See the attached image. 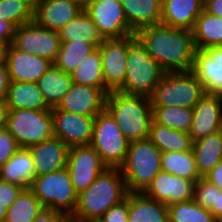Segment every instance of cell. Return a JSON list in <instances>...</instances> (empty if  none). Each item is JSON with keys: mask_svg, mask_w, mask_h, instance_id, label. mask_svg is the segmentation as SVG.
Here are the masks:
<instances>
[{"mask_svg": "<svg viewBox=\"0 0 222 222\" xmlns=\"http://www.w3.org/2000/svg\"><path fill=\"white\" fill-rule=\"evenodd\" d=\"M202 10L201 0H162L161 24L192 31Z\"/></svg>", "mask_w": 222, "mask_h": 222, "instance_id": "7402d4cb", "label": "cell"}, {"mask_svg": "<svg viewBox=\"0 0 222 222\" xmlns=\"http://www.w3.org/2000/svg\"><path fill=\"white\" fill-rule=\"evenodd\" d=\"M204 95V87L192 71L166 72L150 100L152 107L194 108Z\"/></svg>", "mask_w": 222, "mask_h": 222, "instance_id": "8992f818", "label": "cell"}, {"mask_svg": "<svg viewBox=\"0 0 222 222\" xmlns=\"http://www.w3.org/2000/svg\"><path fill=\"white\" fill-rule=\"evenodd\" d=\"M36 177L33 157L28 148H19L0 167V180L30 188Z\"/></svg>", "mask_w": 222, "mask_h": 222, "instance_id": "603a6c76", "label": "cell"}, {"mask_svg": "<svg viewBox=\"0 0 222 222\" xmlns=\"http://www.w3.org/2000/svg\"><path fill=\"white\" fill-rule=\"evenodd\" d=\"M106 96L107 94L97 87L73 83L56 108L65 112L96 117L105 110Z\"/></svg>", "mask_w": 222, "mask_h": 222, "instance_id": "ac0fdd59", "label": "cell"}, {"mask_svg": "<svg viewBox=\"0 0 222 222\" xmlns=\"http://www.w3.org/2000/svg\"><path fill=\"white\" fill-rule=\"evenodd\" d=\"M15 29L16 27L12 23L0 19V38L8 41L10 44L14 40Z\"/></svg>", "mask_w": 222, "mask_h": 222, "instance_id": "bcb514c9", "label": "cell"}, {"mask_svg": "<svg viewBox=\"0 0 222 222\" xmlns=\"http://www.w3.org/2000/svg\"><path fill=\"white\" fill-rule=\"evenodd\" d=\"M33 222H70V218L61 212L43 208Z\"/></svg>", "mask_w": 222, "mask_h": 222, "instance_id": "7bdbcfd3", "label": "cell"}, {"mask_svg": "<svg viewBox=\"0 0 222 222\" xmlns=\"http://www.w3.org/2000/svg\"><path fill=\"white\" fill-rule=\"evenodd\" d=\"M129 27L139 29L161 23L162 0H121Z\"/></svg>", "mask_w": 222, "mask_h": 222, "instance_id": "cb8c5ba5", "label": "cell"}, {"mask_svg": "<svg viewBox=\"0 0 222 222\" xmlns=\"http://www.w3.org/2000/svg\"><path fill=\"white\" fill-rule=\"evenodd\" d=\"M216 186L206 179L200 178L195 182L193 200L203 208L210 210L215 203Z\"/></svg>", "mask_w": 222, "mask_h": 222, "instance_id": "f35d334b", "label": "cell"}, {"mask_svg": "<svg viewBox=\"0 0 222 222\" xmlns=\"http://www.w3.org/2000/svg\"><path fill=\"white\" fill-rule=\"evenodd\" d=\"M162 152L149 140L129 143L120 171L128 193H143L153 178L162 171Z\"/></svg>", "mask_w": 222, "mask_h": 222, "instance_id": "277c9868", "label": "cell"}, {"mask_svg": "<svg viewBox=\"0 0 222 222\" xmlns=\"http://www.w3.org/2000/svg\"><path fill=\"white\" fill-rule=\"evenodd\" d=\"M36 176L49 174L67 166L69 147L57 137L28 147Z\"/></svg>", "mask_w": 222, "mask_h": 222, "instance_id": "44dd1931", "label": "cell"}, {"mask_svg": "<svg viewBox=\"0 0 222 222\" xmlns=\"http://www.w3.org/2000/svg\"><path fill=\"white\" fill-rule=\"evenodd\" d=\"M5 101L9 110H48L37 83L10 82Z\"/></svg>", "mask_w": 222, "mask_h": 222, "instance_id": "d4e9b609", "label": "cell"}, {"mask_svg": "<svg viewBox=\"0 0 222 222\" xmlns=\"http://www.w3.org/2000/svg\"><path fill=\"white\" fill-rule=\"evenodd\" d=\"M29 3L33 8H35L41 0H25Z\"/></svg>", "mask_w": 222, "mask_h": 222, "instance_id": "11a10c76", "label": "cell"}, {"mask_svg": "<svg viewBox=\"0 0 222 222\" xmlns=\"http://www.w3.org/2000/svg\"><path fill=\"white\" fill-rule=\"evenodd\" d=\"M165 73L136 38L128 47L125 82L118 90L150 98Z\"/></svg>", "mask_w": 222, "mask_h": 222, "instance_id": "5b68a950", "label": "cell"}, {"mask_svg": "<svg viewBox=\"0 0 222 222\" xmlns=\"http://www.w3.org/2000/svg\"><path fill=\"white\" fill-rule=\"evenodd\" d=\"M73 83L102 89L106 94L110 90L105 86L102 76V59L99 48L92 51L79 66L71 72Z\"/></svg>", "mask_w": 222, "mask_h": 222, "instance_id": "1f68e13d", "label": "cell"}, {"mask_svg": "<svg viewBox=\"0 0 222 222\" xmlns=\"http://www.w3.org/2000/svg\"><path fill=\"white\" fill-rule=\"evenodd\" d=\"M162 171L188 180L200 179L192 150L187 152H164L161 159Z\"/></svg>", "mask_w": 222, "mask_h": 222, "instance_id": "d6a6232c", "label": "cell"}, {"mask_svg": "<svg viewBox=\"0 0 222 222\" xmlns=\"http://www.w3.org/2000/svg\"><path fill=\"white\" fill-rule=\"evenodd\" d=\"M129 143L106 110L95 117L90 145L108 168H120L125 161Z\"/></svg>", "mask_w": 222, "mask_h": 222, "instance_id": "9c48e42d", "label": "cell"}, {"mask_svg": "<svg viewBox=\"0 0 222 222\" xmlns=\"http://www.w3.org/2000/svg\"><path fill=\"white\" fill-rule=\"evenodd\" d=\"M0 19L17 28L34 21V8L25 0H0Z\"/></svg>", "mask_w": 222, "mask_h": 222, "instance_id": "74e56055", "label": "cell"}, {"mask_svg": "<svg viewBox=\"0 0 222 222\" xmlns=\"http://www.w3.org/2000/svg\"><path fill=\"white\" fill-rule=\"evenodd\" d=\"M43 208L33 191L24 188L7 209L4 222H33Z\"/></svg>", "mask_w": 222, "mask_h": 222, "instance_id": "836d02e7", "label": "cell"}, {"mask_svg": "<svg viewBox=\"0 0 222 222\" xmlns=\"http://www.w3.org/2000/svg\"><path fill=\"white\" fill-rule=\"evenodd\" d=\"M205 94L222 95V46L196 50L191 70Z\"/></svg>", "mask_w": 222, "mask_h": 222, "instance_id": "d6986e66", "label": "cell"}, {"mask_svg": "<svg viewBox=\"0 0 222 222\" xmlns=\"http://www.w3.org/2000/svg\"><path fill=\"white\" fill-rule=\"evenodd\" d=\"M103 39L123 38L135 32L129 27L121 0H94L84 9Z\"/></svg>", "mask_w": 222, "mask_h": 222, "instance_id": "7c38bea8", "label": "cell"}, {"mask_svg": "<svg viewBox=\"0 0 222 222\" xmlns=\"http://www.w3.org/2000/svg\"><path fill=\"white\" fill-rule=\"evenodd\" d=\"M203 9L212 15L222 18V0H206L203 3Z\"/></svg>", "mask_w": 222, "mask_h": 222, "instance_id": "7dc6e473", "label": "cell"}, {"mask_svg": "<svg viewBox=\"0 0 222 222\" xmlns=\"http://www.w3.org/2000/svg\"><path fill=\"white\" fill-rule=\"evenodd\" d=\"M167 207L169 222H219L209 210L198 205L193 199Z\"/></svg>", "mask_w": 222, "mask_h": 222, "instance_id": "8d00e7d4", "label": "cell"}, {"mask_svg": "<svg viewBox=\"0 0 222 222\" xmlns=\"http://www.w3.org/2000/svg\"><path fill=\"white\" fill-rule=\"evenodd\" d=\"M129 222H169L168 207L143 193H128Z\"/></svg>", "mask_w": 222, "mask_h": 222, "instance_id": "4316f807", "label": "cell"}, {"mask_svg": "<svg viewBox=\"0 0 222 222\" xmlns=\"http://www.w3.org/2000/svg\"><path fill=\"white\" fill-rule=\"evenodd\" d=\"M47 105L57 107L73 85L71 73L63 72L52 64L36 82Z\"/></svg>", "mask_w": 222, "mask_h": 222, "instance_id": "484cf974", "label": "cell"}, {"mask_svg": "<svg viewBox=\"0 0 222 222\" xmlns=\"http://www.w3.org/2000/svg\"><path fill=\"white\" fill-rule=\"evenodd\" d=\"M222 130V95L205 94L193 108L189 135L197 141Z\"/></svg>", "mask_w": 222, "mask_h": 222, "instance_id": "e0dca14e", "label": "cell"}, {"mask_svg": "<svg viewBox=\"0 0 222 222\" xmlns=\"http://www.w3.org/2000/svg\"><path fill=\"white\" fill-rule=\"evenodd\" d=\"M6 129L20 148H28L55 136L51 109L9 110Z\"/></svg>", "mask_w": 222, "mask_h": 222, "instance_id": "ba28073f", "label": "cell"}, {"mask_svg": "<svg viewBox=\"0 0 222 222\" xmlns=\"http://www.w3.org/2000/svg\"><path fill=\"white\" fill-rule=\"evenodd\" d=\"M66 168L70 173L74 190L79 194L108 167L94 148L87 145L69 148Z\"/></svg>", "mask_w": 222, "mask_h": 222, "instance_id": "4fadbf2b", "label": "cell"}, {"mask_svg": "<svg viewBox=\"0 0 222 222\" xmlns=\"http://www.w3.org/2000/svg\"><path fill=\"white\" fill-rule=\"evenodd\" d=\"M44 208L67 215H73L78 194L71 183L70 173L65 167L61 170L36 176L30 187Z\"/></svg>", "mask_w": 222, "mask_h": 222, "instance_id": "52a82bcc", "label": "cell"}, {"mask_svg": "<svg viewBox=\"0 0 222 222\" xmlns=\"http://www.w3.org/2000/svg\"><path fill=\"white\" fill-rule=\"evenodd\" d=\"M209 211L219 222H222V190L218 187H216L215 203Z\"/></svg>", "mask_w": 222, "mask_h": 222, "instance_id": "c3c4849f", "label": "cell"}, {"mask_svg": "<svg viewBox=\"0 0 222 222\" xmlns=\"http://www.w3.org/2000/svg\"><path fill=\"white\" fill-rule=\"evenodd\" d=\"M192 152L199 175L203 178L222 159V130L193 141Z\"/></svg>", "mask_w": 222, "mask_h": 222, "instance_id": "83f0119b", "label": "cell"}, {"mask_svg": "<svg viewBox=\"0 0 222 222\" xmlns=\"http://www.w3.org/2000/svg\"><path fill=\"white\" fill-rule=\"evenodd\" d=\"M105 110L129 142L148 139L153 121L150 98L112 90L106 96Z\"/></svg>", "mask_w": 222, "mask_h": 222, "instance_id": "7a4b0ae2", "label": "cell"}, {"mask_svg": "<svg viewBox=\"0 0 222 222\" xmlns=\"http://www.w3.org/2000/svg\"><path fill=\"white\" fill-rule=\"evenodd\" d=\"M127 193L120 168H107L78 194L77 206L70 220L102 217L108 209L124 200Z\"/></svg>", "mask_w": 222, "mask_h": 222, "instance_id": "3957f363", "label": "cell"}, {"mask_svg": "<svg viewBox=\"0 0 222 222\" xmlns=\"http://www.w3.org/2000/svg\"><path fill=\"white\" fill-rule=\"evenodd\" d=\"M61 42L83 41L93 44L96 48L103 42L97 26L89 14L83 9L74 19L69 21L59 31Z\"/></svg>", "mask_w": 222, "mask_h": 222, "instance_id": "4dcf8cb0", "label": "cell"}, {"mask_svg": "<svg viewBox=\"0 0 222 222\" xmlns=\"http://www.w3.org/2000/svg\"><path fill=\"white\" fill-rule=\"evenodd\" d=\"M10 43L2 38H0V63L6 62L7 51Z\"/></svg>", "mask_w": 222, "mask_h": 222, "instance_id": "f907efd6", "label": "cell"}, {"mask_svg": "<svg viewBox=\"0 0 222 222\" xmlns=\"http://www.w3.org/2000/svg\"><path fill=\"white\" fill-rule=\"evenodd\" d=\"M136 38L133 34L123 38L103 39L98 46L102 59V76L110 91L118 90L125 82L128 47Z\"/></svg>", "mask_w": 222, "mask_h": 222, "instance_id": "8fae6325", "label": "cell"}, {"mask_svg": "<svg viewBox=\"0 0 222 222\" xmlns=\"http://www.w3.org/2000/svg\"><path fill=\"white\" fill-rule=\"evenodd\" d=\"M55 137L61 139L69 148L90 145L93 136L95 117L51 109Z\"/></svg>", "mask_w": 222, "mask_h": 222, "instance_id": "5bb4252c", "label": "cell"}, {"mask_svg": "<svg viewBox=\"0 0 222 222\" xmlns=\"http://www.w3.org/2000/svg\"><path fill=\"white\" fill-rule=\"evenodd\" d=\"M9 108L5 99H0V129L6 128Z\"/></svg>", "mask_w": 222, "mask_h": 222, "instance_id": "681fc988", "label": "cell"}, {"mask_svg": "<svg viewBox=\"0 0 222 222\" xmlns=\"http://www.w3.org/2000/svg\"><path fill=\"white\" fill-rule=\"evenodd\" d=\"M96 47L83 41L61 42L57 58L53 63L63 72L71 73Z\"/></svg>", "mask_w": 222, "mask_h": 222, "instance_id": "e575fe53", "label": "cell"}, {"mask_svg": "<svg viewBox=\"0 0 222 222\" xmlns=\"http://www.w3.org/2000/svg\"><path fill=\"white\" fill-rule=\"evenodd\" d=\"M6 212H7V209L3 205H0V222L5 221Z\"/></svg>", "mask_w": 222, "mask_h": 222, "instance_id": "db71d44e", "label": "cell"}, {"mask_svg": "<svg viewBox=\"0 0 222 222\" xmlns=\"http://www.w3.org/2000/svg\"><path fill=\"white\" fill-rule=\"evenodd\" d=\"M20 148L16 139L9 131L0 129V167L8 161L13 154Z\"/></svg>", "mask_w": 222, "mask_h": 222, "instance_id": "ab89813d", "label": "cell"}, {"mask_svg": "<svg viewBox=\"0 0 222 222\" xmlns=\"http://www.w3.org/2000/svg\"><path fill=\"white\" fill-rule=\"evenodd\" d=\"M135 35L165 72L192 70L196 51L192 31L160 23L143 27Z\"/></svg>", "mask_w": 222, "mask_h": 222, "instance_id": "6da1fadb", "label": "cell"}, {"mask_svg": "<svg viewBox=\"0 0 222 222\" xmlns=\"http://www.w3.org/2000/svg\"><path fill=\"white\" fill-rule=\"evenodd\" d=\"M79 4L83 9H85L94 0H70Z\"/></svg>", "mask_w": 222, "mask_h": 222, "instance_id": "f5cc1de1", "label": "cell"}, {"mask_svg": "<svg viewBox=\"0 0 222 222\" xmlns=\"http://www.w3.org/2000/svg\"><path fill=\"white\" fill-rule=\"evenodd\" d=\"M148 139L162 152H187L192 150L193 141L189 133L177 131L151 122Z\"/></svg>", "mask_w": 222, "mask_h": 222, "instance_id": "f546056e", "label": "cell"}, {"mask_svg": "<svg viewBox=\"0 0 222 222\" xmlns=\"http://www.w3.org/2000/svg\"><path fill=\"white\" fill-rule=\"evenodd\" d=\"M6 66L11 82L36 83L53 64L46 58L17 49L12 43L8 47Z\"/></svg>", "mask_w": 222, "mask_h": 222, "instance_id": "2e32d148", "label": "cell"}, {"mask_svg": "<svg viewBox=\"0 0 222 222\" xmlns=\"http://www.w3.org/2000/svg\"><path fill=\"white\" fill-rule=\"evenodd\" d=\"M192 34L196 50L222 46V18L203 9L196 19Z\"/></svg>", "mask_w": 222, "mask_h": 222, "instance_id": "f1b7e54d", "label": "cell"}, {"mask_svg": "<svg viewBox=\"0 0 222 222\" xmlns=\"http://www.w3.org/2000/svg\"><path fill=\"white\" fill-rule=\"evenodd\" d=\"M12 44L21 51L46 58L54 63L61 40L57 31L46 29L32 21L15 29Z\"/></svg>", "mask_w": 222, "mask_h": 222, "instance_id": "30bf717a", "label": "cell"}, {"mask_svg": "<svg viewBox=\"0 0 222 222\" xmlns=\"http://www.w3.org/2000/svg\"><path fill=\"white\" fill-rule=\"evenodd\" d=\"M195 181L160 171L143 194L166 206L190 201L194 198Z\"/></svg>", "mask_w": 222, "mask_h": 222, "instance_id": "9a60e30c", "label": "cell"}, {"mask_svg": "<svg viewBox=\"0 0 222 222\" xmlns=\"http://www.w3.org/2000/svg\"><path fill=\"white\" fill-rule=\"evenodd\" d=\"M10 82L6 63H0V99H5Z\"/></svg>", "mask_w": 222, "mask_h": 222, "instance_id": "f6af8a7d", "label": "cell"}, {"mask_svg": "<svg viewBox=\"0 0 222 222\" xmlns=\"http://www.w3.org/2000/svg\"><path fill=\"white\" fill-rule=\"evenodd\" d=\"M203 178L222 190V159Z\"/></svg>", "mask_w": 222, "mask_h": 222, "instance_id": "ee69618b", "label": "cell"}, {"mask_svg": "<svg viewBox=\"0 0 222 222\" xmlns=\"http://www.w3.org/2000/svg\"><path fill=\"white\" fill-rule=\"evenodd\" d=\"M70 222H105L102 217L89 218L86 220H70Z\"/></svg>", "mask_w": 222, "mask_h": 222, "instance_id": "816d5d0a", "label": "cell"}, {"mask_svg": "<svg viewBox=\"0 0 222 222\" xmlns=\"http://www.w3.org/2000/svg\"><path fill=\"white\" fill-rule=\"evenodd\" d=\"M153 120L171 129L189 133L193 121V108L152 107Z\"/></svg>", "mask_w": 222, "mask_h": 222, "instance_id": "d590c367", "label": "cell"}, {"mask_svg": "<svg viewBox=\"0 0 222 222\" xmlns=\"http://www.w3.org/2000/svg\"><path fill=\"white\" fill-rule=\"evenodd\" d=\"M23 189L22 186L0 180V205L8 209Z\"/></svg>", "mask_w": 222, "mask_h": 222, "instance_id": "b9f144b4", "label": "cell"}, {"mask_svg": "<svg viewBox=\"0 0 222 222\" xmlns=\"http://www.w3.org/2000/svg\"><path fill=\"white\" fill-rule=\"evenodd\" d=\"M102 219L105 222H129L128 193L124 200L108 209Z\"/></svg>", "mask_w": 222, "mask_h": 222, "instance_id": "60d3db41", "label": "cell"}, {"mask_svg": "<svg viewBox=\"0 0 222 222\" xmlns=\"http://www.w3.org/2000/svg\"><path fill=\"white\" fill-rule=\"evenodd\" d=\"M82 10L79 4L70 0H41L34 8V21L58 32Z\"/></svg>", "mask_w": 222, "mask_h": 222, "instance_id": "ffe728a7", "label": "cell"}]
</instances>
